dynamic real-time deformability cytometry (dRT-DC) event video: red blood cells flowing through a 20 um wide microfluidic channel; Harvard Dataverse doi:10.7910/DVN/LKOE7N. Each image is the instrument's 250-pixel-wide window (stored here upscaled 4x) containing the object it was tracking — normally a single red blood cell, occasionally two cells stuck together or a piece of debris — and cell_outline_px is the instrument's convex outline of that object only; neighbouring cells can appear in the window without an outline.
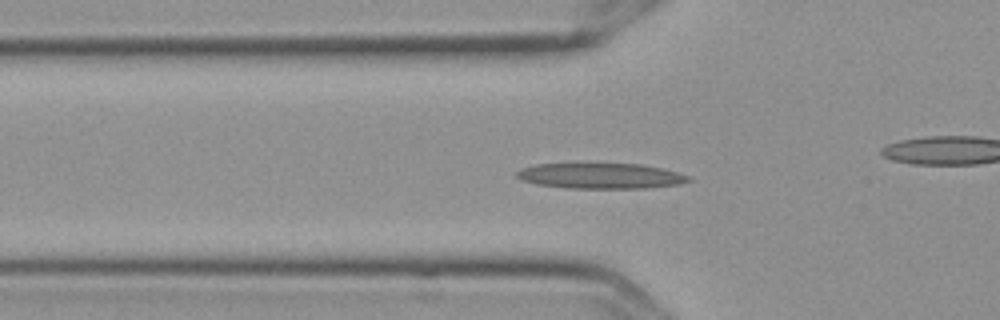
{"species": "Egyptian fruit bat (a non-hibernating species)", "species_latin": "Rousettus aegyptiacus", "temperature_condition": "cold", "stored_images_in_passage": 42, "camera_frame_rate_fps": 3000, "um_per_image_px": 0.085, "frame": {"image": 1, "passage_image": 4, "time_ms": 1.0, "image_size_px": [1000, 320], "cell_outline_px": [[692, 180], [680, 184], [648, 188], [564, 188], [536, 184], [520, 180], [516, 176], [516, 172], [520, 168], [536, 164], [644, 164], [676, 172], [688, 176]], "centroid_in_image_um": [51.02, 14.96], "position_along_channel_um": 74.8, "area_um2": 25.55}}
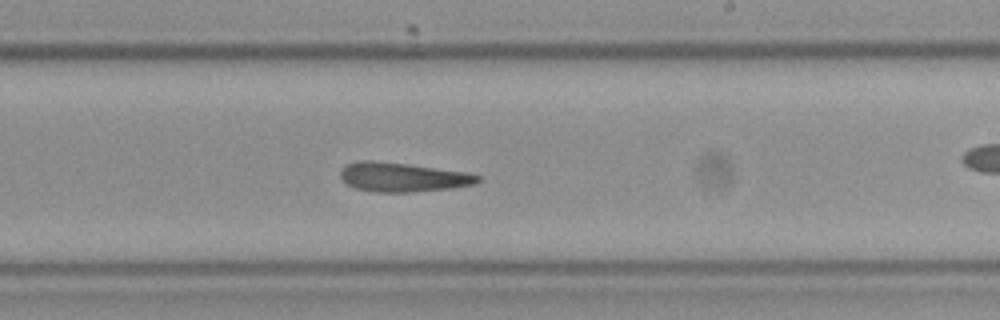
{"frame": {"image": 2, "passage_image": 19, "time_ms": 6.0, "image_size_px": [1000, 320], "cell_outline_px": [[480, 180], [476, 184], [452, 188], [408, 192], [372, 192], [356, 188], [348, 184], [340, 176], [340, 168], [348, 164], [360, 160], [372, 160], [408, 164], [464, 172], [480, 176]], "centroid_in_image_um": [34.2, 15.06], "position_along_channel_um": 254.8, "area_um2": 23.24}}
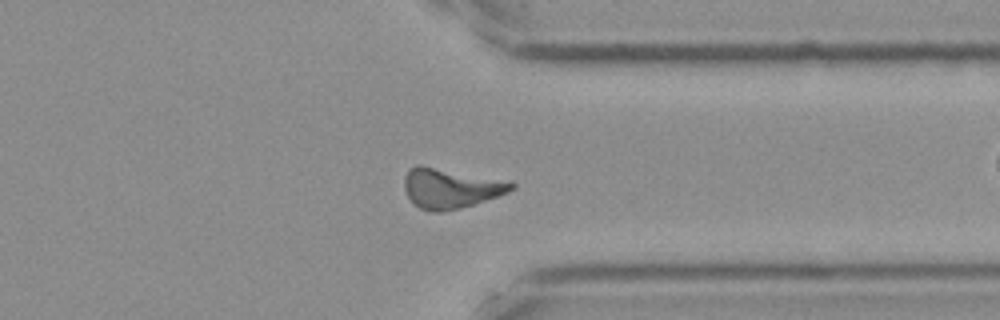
{"frame": {"image": 3, "passage_image": 29, "time_ms": 9.333, "image_size_px": [1000, 320], "cell_outline_px": [[516, 188], [508, 192], [476, 204], [460, 208], [440, 212], [428, 212], [412, 204], [404, 188], [404, 176], [416, 164], [420, 164], [516, 184]], "centroid_in_image_um": [38.22, 16.03], "position_along_channel_um": 373.2, "area_um2": 24.51}}